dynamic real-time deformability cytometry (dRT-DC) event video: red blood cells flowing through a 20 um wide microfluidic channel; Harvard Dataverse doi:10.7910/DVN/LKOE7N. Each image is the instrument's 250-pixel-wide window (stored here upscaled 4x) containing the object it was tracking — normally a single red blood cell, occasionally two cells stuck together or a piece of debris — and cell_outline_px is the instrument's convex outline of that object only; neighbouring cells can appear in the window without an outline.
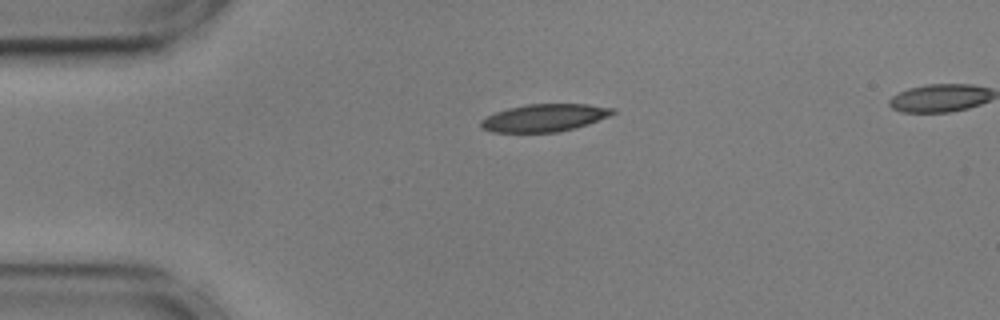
{"species": "common noctule bat (a hibernating species)", "species_latin": "Nyctalus noctula", "temperature_condition": "cold", "stored_images_in_passage": 43, "camera_frame_rate_fps": 3000, "um_per_image_px": 0.085, "animal": {"sex": "male", "body_mass_g": 17.9, "forearm_length_mm": 54.2}, "frame": {"image": 1, "passage_image": 1, "time_ms": 0.0, "image_size_px": [1000, 320], "cell_outline_px": [[616, 112], [608, 116], [588, 124], [560, 132], [492, 132], [484, 128], [480, 124], [480, 120], [496, 112], [508, 108], [528, 104], [588, 104], [616, 108]], "centroid_in_image_um": [46.31, 10.01], "position_along_channel_um": 38.7, "area_um2": 21.04}}
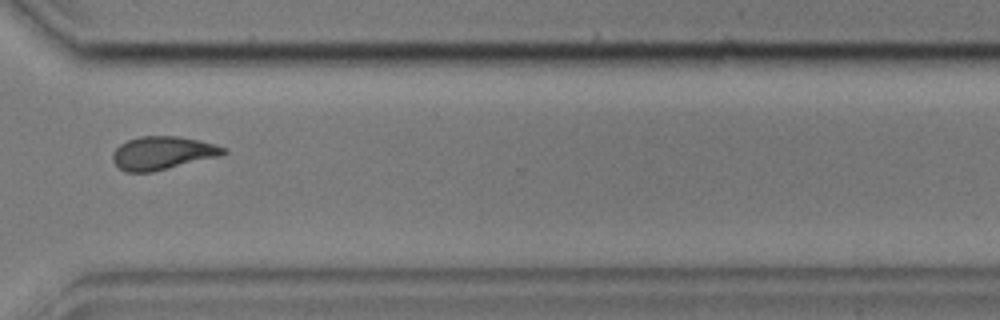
{"frame": {"image": 2, "passage_image": 30, "time_ms": 9.667, "image_size_px": [1000, 320], "cell_outline_px": [[228, 152], [220, 156], [152, 172], [128, 172], [120, 168], [112, 160], [112, 152], [120, 144], [128, 140], [140, 136], [180, 136], [200, 140], [216, 144], [228, 148]], "centroid_in_image_um": [13.85, 12.99], "position_along_channel_um": 356.7, "area_um2": 21.56}}
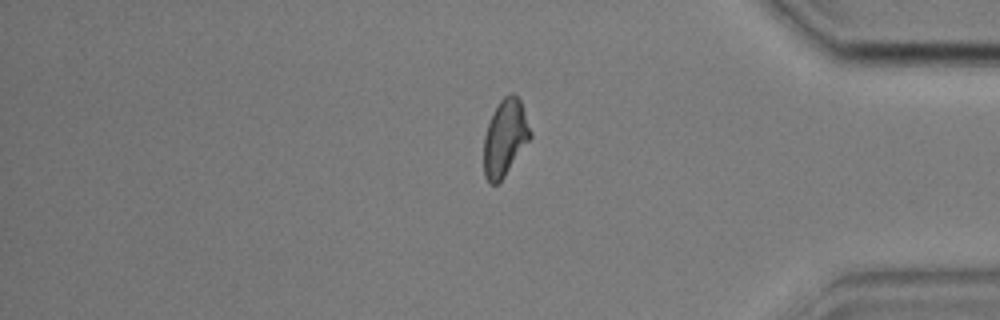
{"frame": {"image": 3, "passage_image": 35, "time_ms": 11.333, "image_size_px": [1000, 320], "cell_outline_px": [[532, 136], [504, 176], [496, 184], [488, 184], [484, 176], [484, 136], [488, 124], [500, 100], [508, 92], [512, 92], [520, 100], [532, 132]], "centroid_in_image_um": [42.92, 11.71], "position_along_channel_um": 392.3, "area_um2": 20.52}}